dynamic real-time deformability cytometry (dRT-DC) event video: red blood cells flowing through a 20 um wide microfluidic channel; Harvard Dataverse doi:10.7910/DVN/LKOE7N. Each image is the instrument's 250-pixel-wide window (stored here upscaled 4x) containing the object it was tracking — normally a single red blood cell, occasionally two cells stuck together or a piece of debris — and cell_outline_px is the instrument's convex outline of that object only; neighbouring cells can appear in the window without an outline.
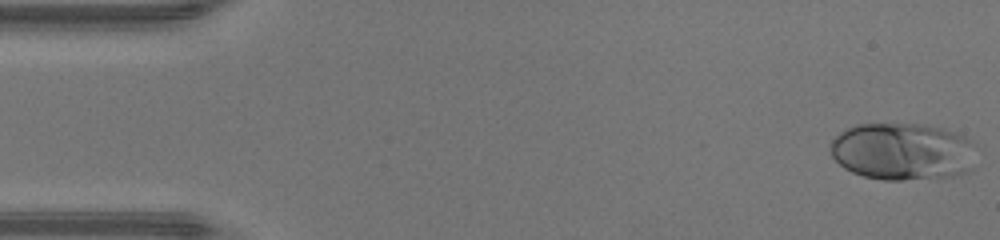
{"species": "human", "species_latin": "Homo sapiens", "temperature_condition": "warm", "stored_images_in_passage": 47, "camera_frame_rate_fps": 3000, "um_per_image_px": 0.085, "donor": {"sex": "male"}, "frame": {"image": 1, "passage_image": 1, "time_ms": 0.0, "image_size_px": [1000, 240], "cell_outline_px": [[972, 168], [964, 172], [952, 176], [900, 180], [884, 180], [864, 176], [852, 172], [844, 168], [832, 156], [828, 148], [832, 140], [840, 132], [856, 124], [924, 124], [944, 128], [956, 132], [964, 136], [968, 140]], "centroid_in_image_um": [76.62, 12.87], "position_along_channel_um": 8.4, "area_um2": 48.26}}
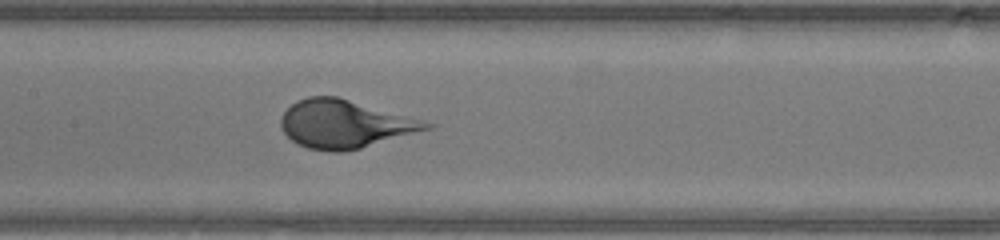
{"frame": {"image": 2, "passage_image": 22, "time_ms": 7.0, "image_size_px": [1000, 240], "cell_outline_px": [[436, 124], [432, 128], [360, 148], [340, 152], [332, 152], [308, 148], [296, 144], [280, 128], [280, 120], [284, 112], [296, 100], [308, 96], [336, 96]], "centroid_in_image_um": [29.26, 10.54], "position_along_channel_um": 178.1, "area_um2": 40.34}}
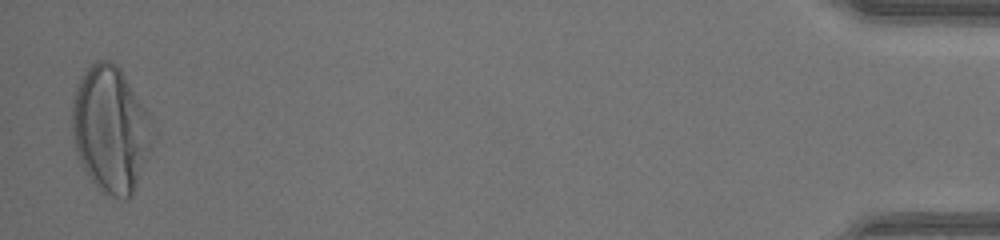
{"frame": {"image": 3, "passage_image": 46, "time_ms": 15.0, "image_size_px": [1000, 240], "cell_outline_px": [[152, 144], [136, 188], [132, 196], [128, 200], [120, 200], [104, 192], [92, 180], [80, 164], [72, 132], [72, 100], [76, 88], [84, 72], [92, 64], [100, 60], [108, 60], [116, 64], [120, 68], [144, 108], [148, 116]], "centroid_in_image_um": [9.38, 11.03], "position_along_channel_um": 425.8, "area_um2": 58.2}}